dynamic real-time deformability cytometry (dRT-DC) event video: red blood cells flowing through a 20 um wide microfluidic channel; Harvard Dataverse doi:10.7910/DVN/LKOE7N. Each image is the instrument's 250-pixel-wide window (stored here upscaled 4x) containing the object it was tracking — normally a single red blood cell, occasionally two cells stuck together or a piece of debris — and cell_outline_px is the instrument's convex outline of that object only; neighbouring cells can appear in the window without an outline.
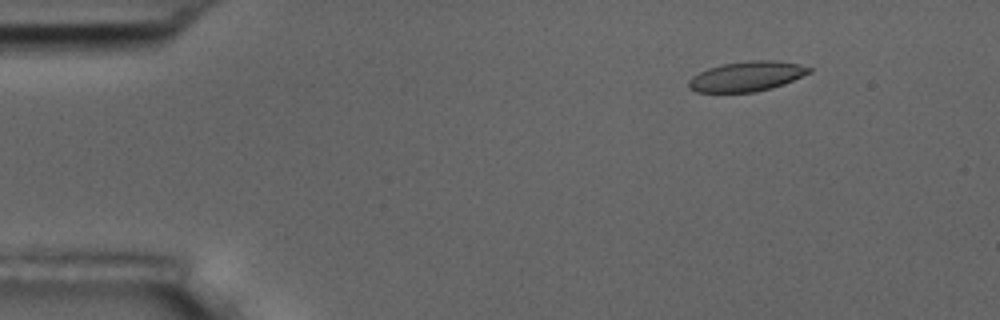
{"species": "common noctule bat (a hibernating species)", "species_latin": "Nyctalus noctula", "temperature_condition": "room temperature", "stored_images_in_passage": 6, "camera_frame_rate_fps": 3000, "um_per_image_px": 0.085, "animal": {"sex": "male", "body_mass_g": 17.5, "forearm_length_mm": 52.3}, "frame": {"image": 1, "passage_image": 2, "time_ms": 1.333, "image_size_px": [1000, 320], "cell_outline_px": [[812, 72], [784, 84], [772, 88], [756, 92], [696, 92], [688, 88], [688, 80], [692, 76], [708, 68], [724, 64], [752, 60], [776, 60], [800, 64], [812, 68]], "centroid_in_image_um": [63.49, 6.49], "position_along_channel_um": 21.5, "area_um2": 21.1}}
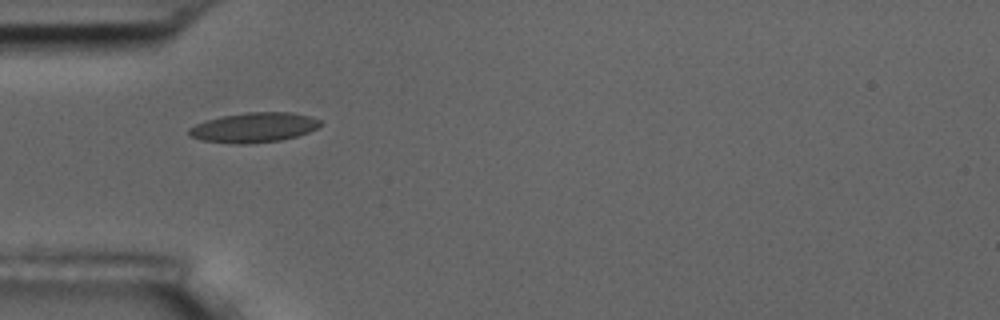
{"frame": {"image": 2, "passage_image": 5, "time_ms": 4.667, "image_size_px": [1000, 320], "cell_outline_px": [[324, 124], [308, 132], [296, 136], [280, 140], [248, 144], [236, 144], [200, 140], [192, 136], [188, 132], [188, 128], [204, 120], [220, 116], [244, 112], [292, 112], [312, 116], [320, 120]], "centroid_in_image_um": [21.59, 10.82], "position_along_channel_um": 63.4, "area_um2": 23.06}}